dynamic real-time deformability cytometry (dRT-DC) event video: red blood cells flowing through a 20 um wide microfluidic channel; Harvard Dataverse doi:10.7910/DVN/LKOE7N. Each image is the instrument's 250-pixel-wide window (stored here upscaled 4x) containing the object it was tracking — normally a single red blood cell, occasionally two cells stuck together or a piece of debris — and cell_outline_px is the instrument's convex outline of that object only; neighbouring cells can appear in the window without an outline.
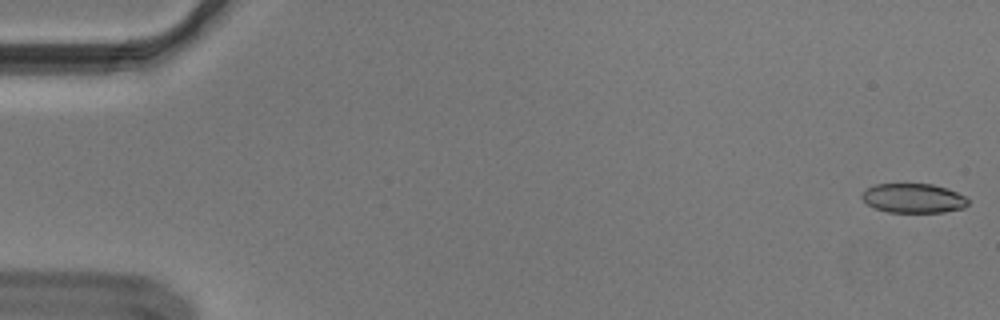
{"species": "Egyptian fruit bat (a non-hibernating species)", "species_latin": "Rousettus aegyptiacus", "temperature_condition": "cold", "stored_images_in_passage": 55, "camera_frame_rate_fps": 3000, "um_per_image_px": 0.085, "animal": {"sex": "male"}, "frame": {"image": 1, "passage_image": 1, "time_ms": 0.0, "image_size_px": [1000, 320], "cell_outline_px": [[968, 204], [964, 208], [944, 212], [888, 212], [876, 208], [868, 204], [860, 196], [868, 188], [876, 184], [932, 184], [948, 188], [964, 196], [968, 200]], "centroid_in_image_um": [77.66, 16.85], "position_along_channel_um": 7.3, "area_um2": 18.03}}
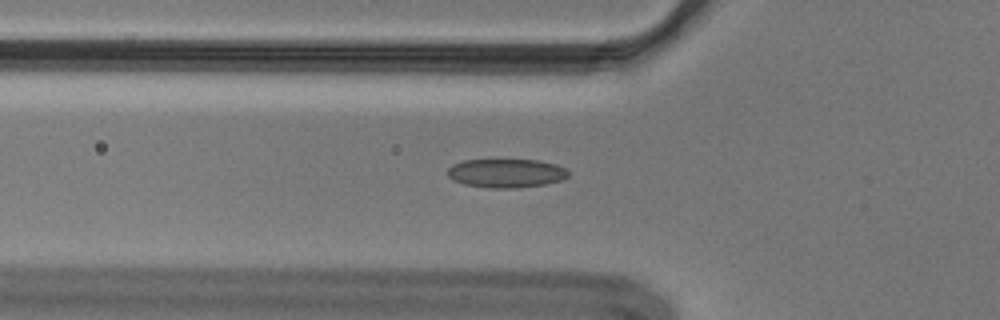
{"frame": {"image": 2, "passage_image": 19, "time_ms": 6.0, "image_size_px": [1000, 320], "cell_outline_px": [[568, 176], [564, 180], [544, 184], [516, 188], [488, 188], [464, 184], [452, 180], [448, 176], [448, 168], [452, 164], [464, 160], [496, 156], [536, 160], [556, 164], [564, 168], [568, 172]], "centroid_in_image_um": [42.98, 14.66], "position_along_channel_um": 82.8, "area_um2": 21.33}}
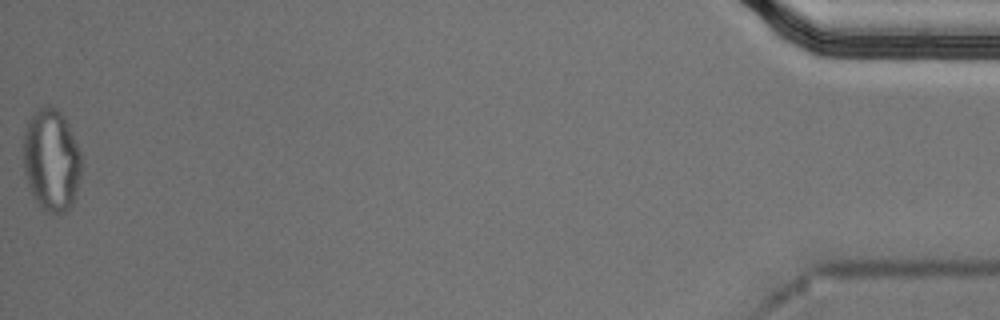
{"frame": {"image": 3, "passage_image": 55, "time_ms": 18.0, "image_size_px": [1000, 320], "cell_outline_px": [[80, 176], [72, 204], [68, 212], [48, 212], [40, 208], [28, 184], [24, 172], [24, 132], [28, 120], [40, 108], [48, 104], [56, 108], [64, 116], [68, 124], [80, 152]], "centroid_in_image_um": [4.36, 13.6], "position_along_channel_um": 430.8, "area_um2": 34.22}, "authors_computed_cell_mechanics": {"area_um2": 20.1144, "velocity_mm_per_s": 3.6557, "shape_relaxation_time_tau1_ms": null, "shape_relaxation_time_tau2_ms": 2.0789, "deformation_change_tau1": null, "deformation_change_tau2": 0.0772}}